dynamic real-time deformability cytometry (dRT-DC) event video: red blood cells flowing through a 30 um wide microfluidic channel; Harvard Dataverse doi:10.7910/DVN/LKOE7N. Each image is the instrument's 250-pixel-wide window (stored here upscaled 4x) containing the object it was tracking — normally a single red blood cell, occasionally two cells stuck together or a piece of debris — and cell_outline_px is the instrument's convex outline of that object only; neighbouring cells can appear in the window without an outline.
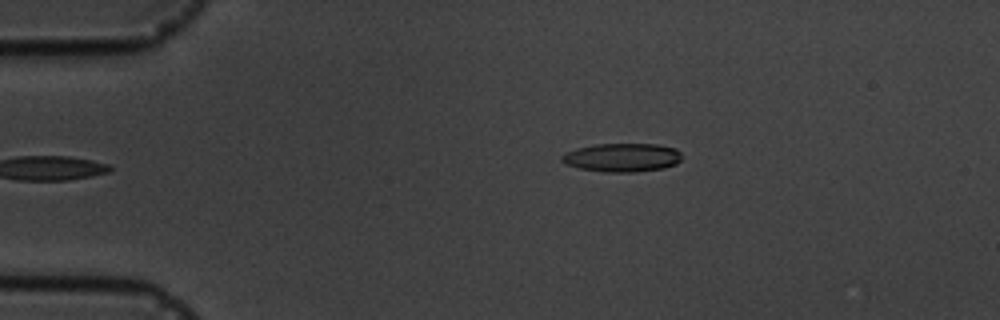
{"species": "common noctule bat (a hibernating species)", "species_latin": "Nyctalus noctula", "temperature_condition": "cold", "stored_images_in_passage": 5, "camera_frame_rate_fps": 3000, "um_per_image_px": 0.085, "animal": {"sex": "male", "body_mass_g": 19.5, "forearm_length_mm": 54.6}, "frame": {"image": 1, "passage_image": 5, "time_ms": 4.667, "image_size_px": [1000, 320], "cell_outline_px": [[680, 160], [676, 164], [664, 168], [636, 172], [604, 172], [580, 168], [564, 164], [560, 160], [560, 156], [564, 152], [576, 148], [596, 144], [656, 144], [676, 148], [680, 152]], "centroid_in_image_um": [52.84, 13.39], "position_along_channel_um": 32.2, "area_um2": 20.17}}